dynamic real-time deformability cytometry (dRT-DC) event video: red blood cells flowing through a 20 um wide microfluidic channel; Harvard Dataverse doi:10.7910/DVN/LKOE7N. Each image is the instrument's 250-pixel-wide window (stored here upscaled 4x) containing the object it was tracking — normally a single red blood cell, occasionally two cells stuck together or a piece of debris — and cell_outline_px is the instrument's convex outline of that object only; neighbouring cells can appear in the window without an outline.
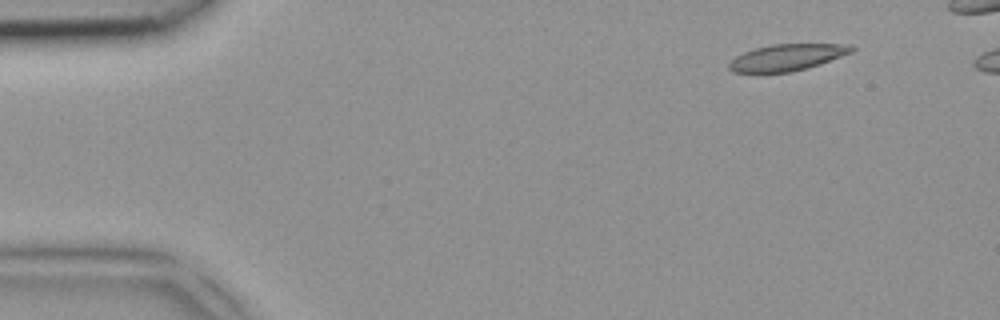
{"species": "common noctule bat (a hibernating species)", "species_latin": "Nyctalus noctula", "temperature_condition": "room temperature", "stored_images_in_passage": 6, "camera_frame_rate_fps": 3000, "um_per_image_px": 0.085, "animal": {"sex": "female", "body_mass_g": 18.4}, "frame": {"image": 1, "passage_image": 2, "time_ms": 0.333, "image_size_px": [1000, 320], "cell_outline_px": [[856, 48], [852, 52], [820, 64], [808, 68], [792, 72], [732, 72], [728, 68], [728, 64], [736, 56], [744, 52], [756, 48], [772, 44], [852, 44]], "centroid_in_image_um": [66.92, 4.87], "position_along_channel_um": 18.1, "area_um2": 18.9}}